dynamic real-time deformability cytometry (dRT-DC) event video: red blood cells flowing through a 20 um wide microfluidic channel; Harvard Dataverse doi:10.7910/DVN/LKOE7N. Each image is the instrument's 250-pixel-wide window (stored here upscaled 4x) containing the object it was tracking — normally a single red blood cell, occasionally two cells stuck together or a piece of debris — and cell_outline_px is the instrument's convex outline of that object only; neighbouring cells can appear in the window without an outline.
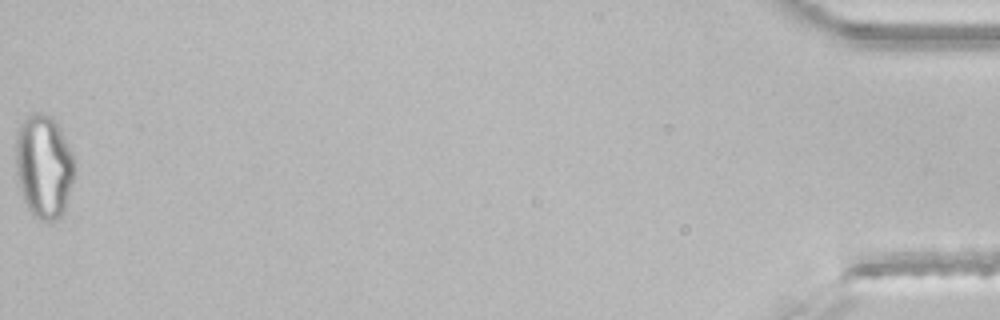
{"species": "common noctule bat (a hibernating species)", "species_latin": "Nyctalus noctula", "temperature_condition": "room temperature", "stored_images_in_passage": 39, "segment_of_instrument_passage": [2, 2], "camera_frame_rate_fps": 3000, "um_per_image_px": 0.085, "animal": {"sex": "male", "body_mass_g": 21.5, "forearm_length_mm": 52.0}, "frame": {"image": 1, "passage_image": 39, "time_ms": 12.667, "image_size_px": [1000, 320], "cell_outline_px": [[76, 168], [64, 212], [56, 220], [48, 224], [36, 220], [28, 208], [20, 192], [16, 180], [16, 132], [24, 116], [32, 112], [40, 112], [52, 116], [56, 120], [76, 160]], "centroid_in_image_um": [3.72, 14.14], "position_along_channel_um": 431.5, "area_um2": 36.59}}